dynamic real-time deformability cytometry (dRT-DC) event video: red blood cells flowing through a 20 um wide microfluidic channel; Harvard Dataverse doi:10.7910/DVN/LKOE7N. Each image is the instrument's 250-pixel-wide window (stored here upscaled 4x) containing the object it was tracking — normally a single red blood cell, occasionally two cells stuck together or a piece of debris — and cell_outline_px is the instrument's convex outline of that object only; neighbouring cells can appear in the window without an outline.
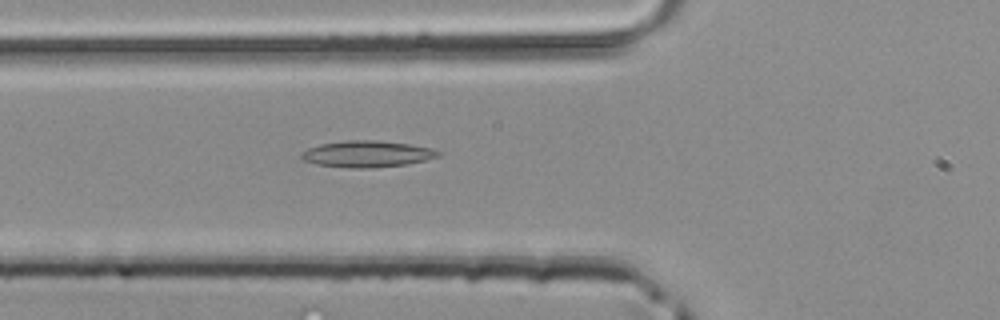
{"species": "common noctule bat (a hibernating species)", "species_latin": "Nyctalus noctula", "temperature_condition": "room temperature", "stored_images_in_passage": 4, "camera_frame_rate_fps": 3000, "um_per_image_px": 0.085, "animal": {"sex": "male", "body_mass_g": 20.4}, "frame": {"image": 1, "passage_image": 4, "time_ms": 1.0, "image_size_px": [1000, 320], "cell_outline_px": [[444, 152], [440, 156], [424, 160], [404, 164], [372, 168], [348, 168], [316, 164], [304, 160], [300, 156], [300, 152], [308, 148], [320, 144], [344, 140], [372, 140], [408, 144], [432, 148]], "centroid_in_image_um": [31.19, 13.08], "position_along_channel_um": 94.6, "area_um2": 21.1}}